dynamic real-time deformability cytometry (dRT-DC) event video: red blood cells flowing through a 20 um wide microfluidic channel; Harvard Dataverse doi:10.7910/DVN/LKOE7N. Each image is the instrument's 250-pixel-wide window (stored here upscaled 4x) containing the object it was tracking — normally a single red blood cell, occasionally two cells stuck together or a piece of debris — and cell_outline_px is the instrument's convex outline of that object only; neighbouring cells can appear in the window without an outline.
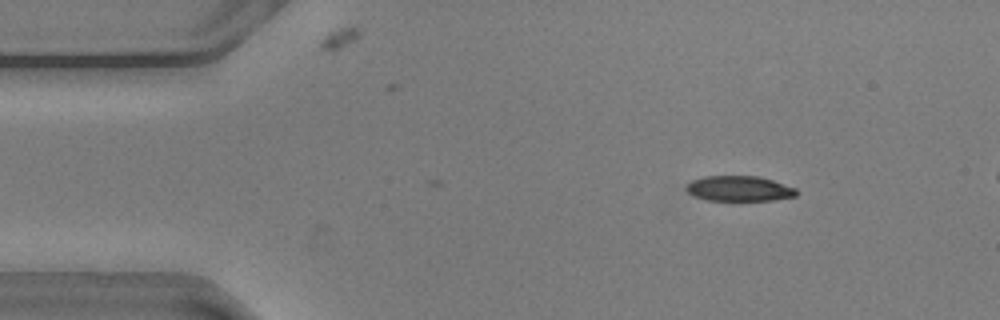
{"species": "common noctule bat (a hibernating species)", "species_latin": "Nyctalus noctula", "temperature_condition": "warm", "stored_images_in_passage": 2, "camera_frame_rate_fps": 3000, "um_per_image_px": 0.085, "animal": {"sex": "male", "body_mass_g": 20.5, "forearm_length_mm": 52.5}, "frame": {"image": 1, "passage_image": 2, "time_ms": 0.333, "image_size_px": [1000, 320], "cell_outline_px": [[800, 192], [796, 196], [772, 200], [708, 200], [692, 196], [684, 188], [692, 180], [704, 176], [760, 176], [796, 188]], "centroid_in_image_um": [62.83, 16.03], "position_along_channel_um": 22.2, "area_um2": 16.3}}